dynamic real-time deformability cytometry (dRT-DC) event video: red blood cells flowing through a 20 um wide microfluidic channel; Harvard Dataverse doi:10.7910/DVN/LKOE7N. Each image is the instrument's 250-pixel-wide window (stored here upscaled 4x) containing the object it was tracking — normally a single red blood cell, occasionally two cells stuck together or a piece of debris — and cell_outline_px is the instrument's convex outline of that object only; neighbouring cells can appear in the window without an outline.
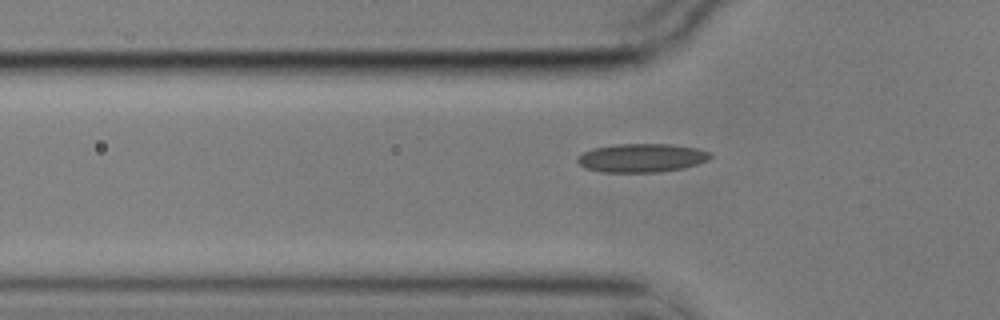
{"species": "common noctule bat (a hibernating species)", "species_latin": "Nyctalus noctula", "temperature_condition": "cold", "stored_images_in_passage": 39, "camera_frame_rate_fps": 3000, "um_per_image_px": 0.085, "animal": {"sex": "male", "body_mass_g": 17.9}, "frame": {"image": 1, "passage_image": 2, "time_ms": 0.333, "image_size_px": [1000, 320], "cell_outline_px": [[712, 156], [708, 160], [684, 168], [660, 172], [600, 172], [584, 168], [576, 160], [584, 152], [592, 148], [620, 144], [672, 144], [696, 148], [712, 152]], "centroid_in_image_um": [54.56, 13.42], "position_along_channel_um": 71.2, "area_um2": 22.2}}
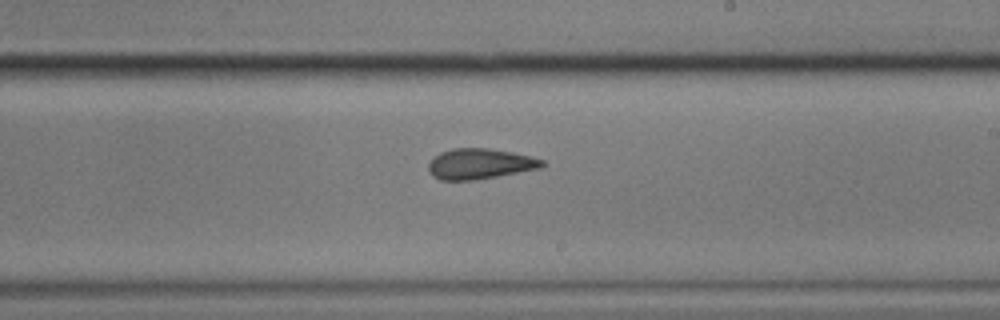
{"frame": {"image": 2, "passage_image": 17, "time_ms": 5.333, "image_size_px": [1000, 320], "cell_outline_px": [[548, 164], [540, 168], [476, 180], [440, 180], [432, 176], [428, 172], [428, 164], [440, 152], [452, 148], [488, 148], [512, 152], [532, 156], [544, 160]], "centroid_in_image_um": [40.8, 13.93], "position_along_channel_um": 248.2, "area_um2": 20.35}}
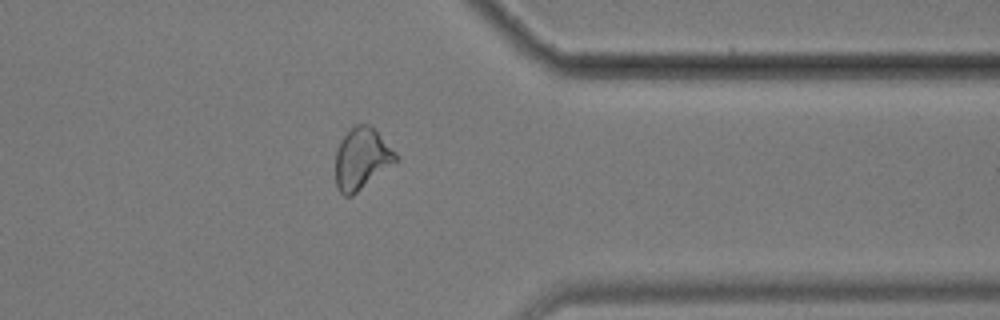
{"frame": {"image": 3, "passage_image": 29, "time_ms": 9.333, "image_size_px": [1000, 320], "cell_outline_px": [[400, 160], [396, 164], [352, 196], [344, 196], [336, 188], [336, 152], [340, 140], [356, 124], [368, 124], [400, 156]], "centroid_in_image_um": [30.77, 13.53], "position_along_channel_um": 380.6, "area_um2": 21.73}}